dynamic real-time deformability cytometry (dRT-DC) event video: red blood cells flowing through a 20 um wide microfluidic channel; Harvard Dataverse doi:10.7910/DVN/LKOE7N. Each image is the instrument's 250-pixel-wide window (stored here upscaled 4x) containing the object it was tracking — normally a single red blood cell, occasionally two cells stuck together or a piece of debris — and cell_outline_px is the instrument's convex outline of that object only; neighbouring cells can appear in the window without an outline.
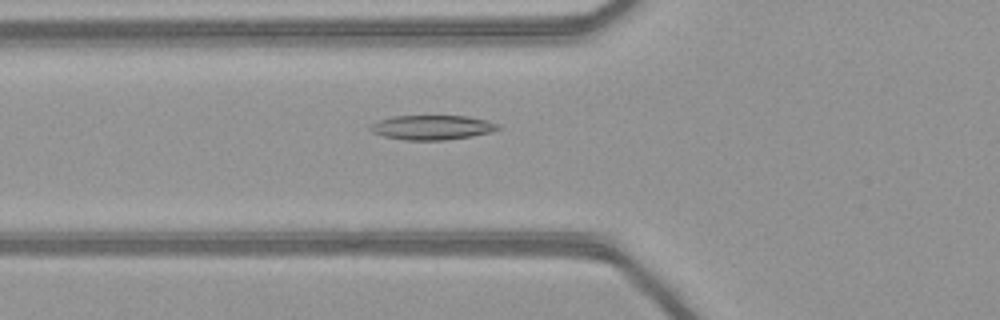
{"species": "common noctule bat (a hibernating species)", "species_latin": "Nyctalus noctula", "temperature_condition": "warm", "stored_images_in_passage": 51, "camera_frame_rate_fps": 3000, "um_per_image_px": 0.085, "animal": {"sex": "female", "body_mass_g": 21.9}, "frame": {"image": 1, "passage_image": 20, "time_ms": 6.333, "image_size_px": [1000, 320], "cell_outline_px": [[500, 128], [492, 132], [472, 136], [444, 140], [404, 140], [384, 136], [372, 132], [368, 128], [372, 124], [380, 120], [392, 116], [468, 116], [488, 120], [500, 124]], "centroid_in_image_um": [36.76, 10.83], "position_along_channel_um": 89.0, "area_um2": 18.32}}
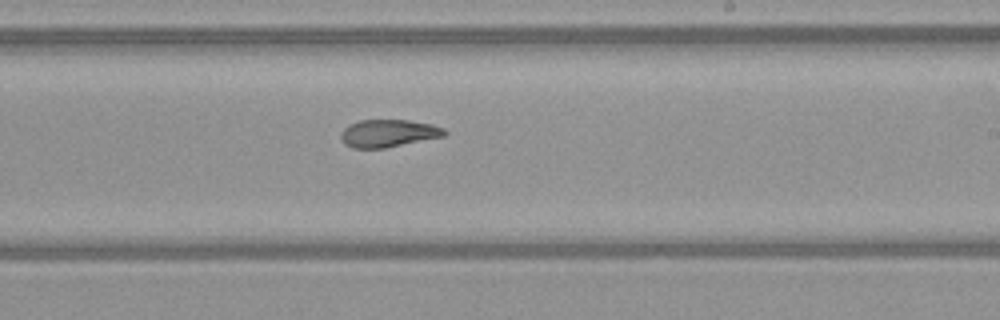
{"frame": {"image": 2, "passage_image": 32, "time_ms": 10.333, "image_size_px": [1000, 320], "cell_outline_px": [[448, 132], [444, 136], [384, 148], [352, 148], [344, 144], [340, 140], [340, 132], [348, 124], [360, 120], [408, 120], [432, 124], [444, 128]], "centroid_in_image_um": [32.97, 11.32], "position_along_channel_um": 256.0, "area_um2": 16.76}}
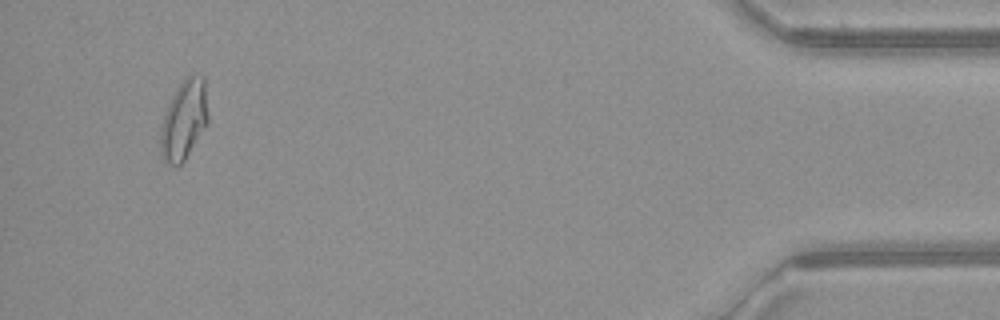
{"frame": {"image": 3, "passage_image": 49, "time_ms": 16.0, "image_size_px": [1000, 320], "cell_outline_px": [[208, 120], [184, 160], [180, 164], [168, 164], [164, 160], [160, 152], [160, 124], [168, 104], [176, 88], [188, 76], [204, 76], [208, 116]], "centroid_in_image_um": [15.6, 10.18], "position_along_channel_um": 419.6, "area_um2": 21.56}, "authors_computed_cell_mechanics": {"area_um2": 19.0162, "velocity_mm_per_s": 4.1456, "shape_relaxation_time_tau1_ms": null, "shape_relaxation_time_tau2_ms": 3.6058, "deformation_change_tau1": null, "deformation_change_tau2": 0.1113}}